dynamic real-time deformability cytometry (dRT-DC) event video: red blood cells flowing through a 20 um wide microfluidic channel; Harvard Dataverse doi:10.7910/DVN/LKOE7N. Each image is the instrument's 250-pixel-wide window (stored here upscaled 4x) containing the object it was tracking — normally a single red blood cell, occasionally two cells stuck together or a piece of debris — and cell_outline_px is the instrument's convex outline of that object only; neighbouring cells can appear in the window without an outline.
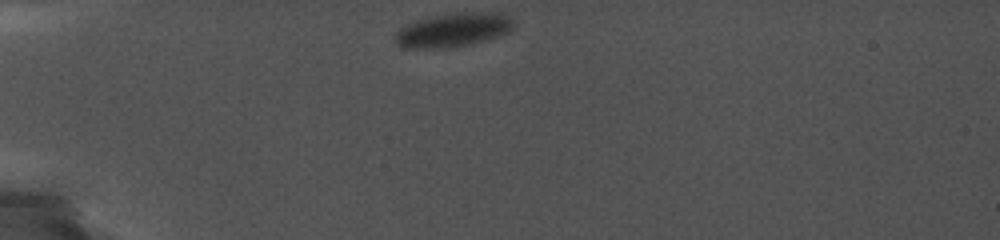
{"species": "common noctule bat (a hibernating species)", "species_latin": "Nyctalus noctula", "temperature_condition": "cold", "stored_images_in_passage": 60, "camera_frame_rate_fps": 5000, "um_per_image_px": 0.085, "animal": {"sex": "female", "body_mass_g": 19.0, "forearm_length_mm": 56.7}, "frame": {"image": 1, "passage_image": 1, "time_ms": 0.0, "image_size_px": [1000, 240], "cell_outline_px": [[512, 28], [508, 32], [500, 36], [488, 40], [456, 48], [404, 48], [396, 44], [396, 32], [400, 28], [408, 24], [428, 16], [464, 12], [492, 12], [508, 20], [512, 24]], "centroid_in_image_um": [38.45, 2.58], "position_along_channel_um": 46.5, "area_um2": 23.18}}
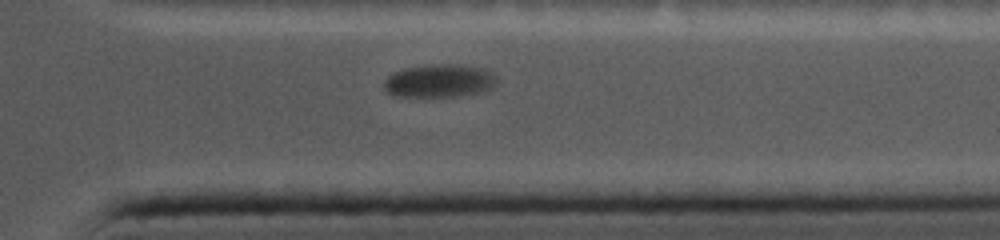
{"frame": {"image": 2, "passage_image": 50, "time_ms": 10.6, "image_size_px": [1000, 240], "cell_outline_px": [[496, 84], [492, 88], [480, 92], [456, 96], [396, 96], [388, 92], [384, 88], [384, 80], [388, 76], [404, 68], [436, 64], [456, 64], [484, 68], [492, 72], [496, 76]], "centroid_in_image_um": [37.37, 6.86], "position_along_channel_um": 374.0, "area_um2": 21.62}}
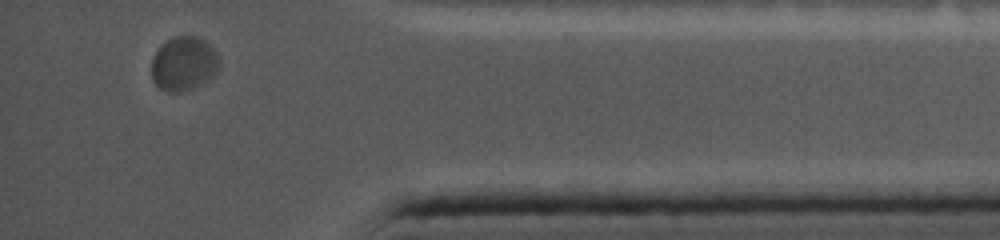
{"frame": {"image": 3, "passage_image": 57, "time_ms": 12.2, "image_size_px": [1000, 240], "cell_outline_px": [[220, 68], [212, 76], [200, 84], [192, 88], [180, 92], [168, 92], [160, 88], [152, 80], [152, 56], [172, 36], [200, 36], [216, 52], [220, 60]], "centroid_in_image_um": [15.63, 5.41], "position_along_channel_um": 419.6, "area_um2": 21.27}}